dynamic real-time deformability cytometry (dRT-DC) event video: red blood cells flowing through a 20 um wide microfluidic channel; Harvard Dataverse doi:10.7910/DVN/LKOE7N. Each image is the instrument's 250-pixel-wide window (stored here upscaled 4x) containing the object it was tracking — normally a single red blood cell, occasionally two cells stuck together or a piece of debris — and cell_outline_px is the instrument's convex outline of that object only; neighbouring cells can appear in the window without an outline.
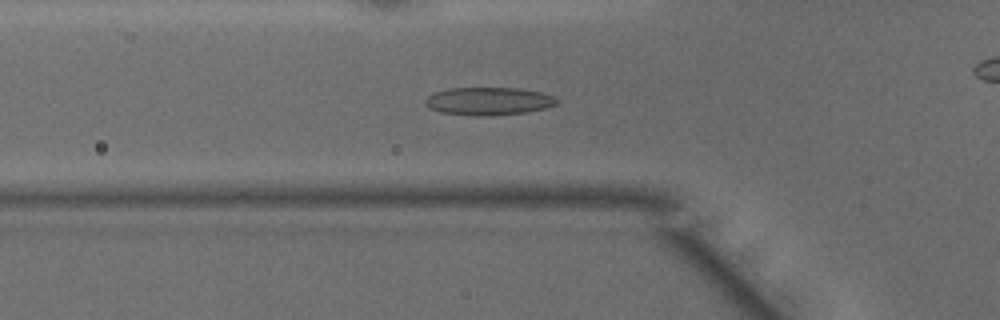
{"species": "common noctule bat (a hibernating species)", "species_latin": "Nyctalus noctula", "temperature_condition": "warm", "stored_images_in_passage": 49, "camera_frame_rate_fps": 3000, "um_per_image_px": 0.085, "animal": {"sex": "male", "body_mass_g": 15.6}, "frame": {"image": 1, "passage_image": 16, "time_ms": 5.0, "image_size_px": [1000, 320], "cell_outline_px": [[560, 100], [556, 104], [544, 108], [524, 112], [484, 116], [476, 116], [440, 112], [424, 104], [424, 100], [428, 96], [436, 92], [448, 88], [520, 88], [540, 92], [552, 96]], "centroid_in_image_um": [41.51, 8.59], "position_along_channel_um": 84.3, "area_um2": 21.15}}
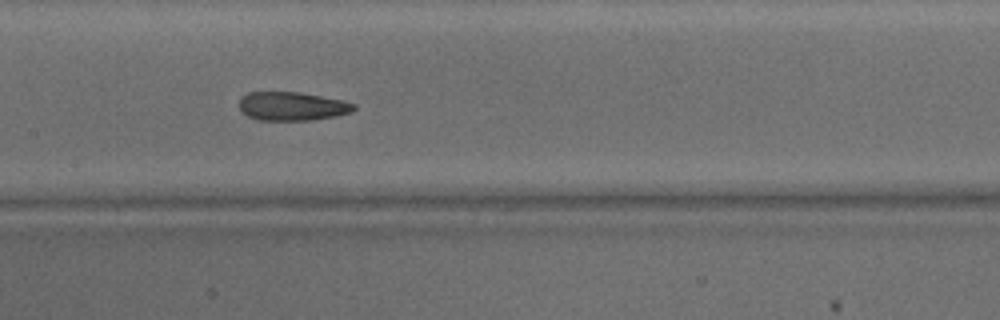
{"frame": {"image": 2, "passage_image": 23, "time_ms": 7.333, "image_size_px": [1000, 320], "cell_outline_px": [[356, 108], [352, 112], [312, 120], [260, 120], [248, 116], [240, 108], [240, 96], [248, 92], [300, 92], [340, 100], [356, 104]], "centroid_in_image_um": [24.81, 9.02], "position_along_channel_um": 182.6, "area_um2": 18.96}}
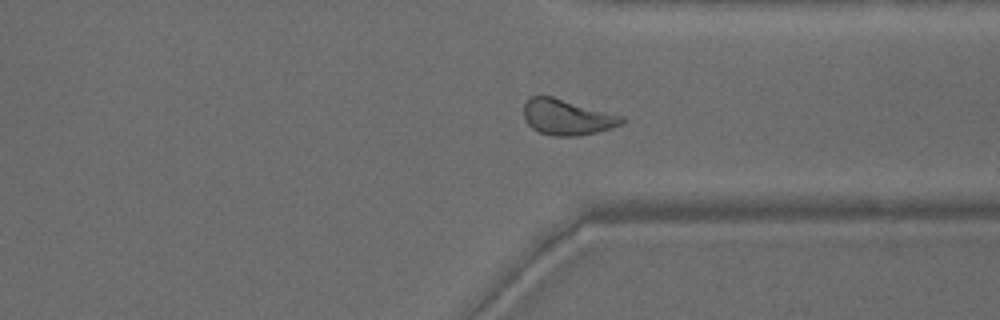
{"frame": {"image": 3, "passage_image": 36, "time_ms": 11.667, "image_size_px": [1000, 320], "cell_outline_px": [[624, 120], [620, 124], [596, 132], [576, 136], [556, 136], [540, 132], [532, 128], [528, 124], [524, 116], [524, 104], [532, 96], [552, 96], [624, 116]], "centroid_in_image_um": [48.18, 9.95], "position_along_channel_um": 363.2, "area_um2": 20.06}, "authors_computed_cell_mechanics": {"area_um2": 20.808, "velocity_mm_per_s": 4.1702, "shape_relaxation_time_tau1_ms": 9.5318, "shape_relaxation_time_tau2_ms": 1.6971, "deformation_change_tau1": 0.2072, "deformation_change_tau2": 0.0861}}